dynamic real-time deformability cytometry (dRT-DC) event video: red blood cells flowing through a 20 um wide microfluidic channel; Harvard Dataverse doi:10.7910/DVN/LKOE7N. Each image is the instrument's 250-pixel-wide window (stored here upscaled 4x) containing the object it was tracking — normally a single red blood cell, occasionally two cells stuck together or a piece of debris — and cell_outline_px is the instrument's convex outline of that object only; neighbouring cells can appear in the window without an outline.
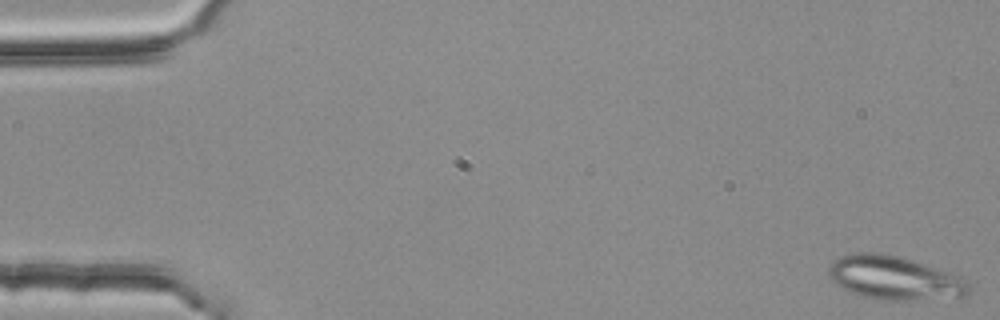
{"species": "common noctule bat (a hibernating species)", "species_latin": "Nyctalus noctula", "temperature_condition": "room temperature", "stored_images_in_passage": 3, "camera_frame_rate_fps": 3000, "um_per_image_px": 0.085, "animal": {"sex": "female", "body_mass_g": 25.1}, "frame": {"image": 1, "passage_image": 1, "time_ms": 0.0, "image_size_px": [1000, 320], "cell_outline_px": [[972, 292], [964, 296], [904, 300], [876, 300], [860, 296], [848, 292], [832, 280], [828, 272], [828, 268], [840, 256], [852, 252], [880, 252], [896, 256], [924, 264], [948, 272], [964, 280], [972, 288]], "centroid_in_image_um": [75.98, 23.63], "position_along_channel_um": 9.0, "area_um2": 35.37}}